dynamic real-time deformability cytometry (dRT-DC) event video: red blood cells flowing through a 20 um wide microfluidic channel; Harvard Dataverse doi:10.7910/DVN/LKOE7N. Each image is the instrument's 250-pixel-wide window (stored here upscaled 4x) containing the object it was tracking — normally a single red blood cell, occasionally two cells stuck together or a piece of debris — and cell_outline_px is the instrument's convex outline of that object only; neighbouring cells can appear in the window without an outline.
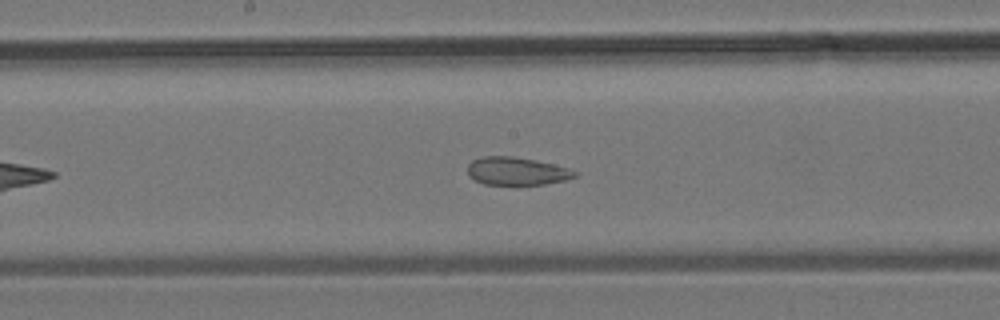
{"species": "common noctule bat (a hibernating species)", "species_latin": "Nyctalus noctula", "temperature_condition": "room temperature", "stored_images_in_passage": 27, "camera_frame_rate_fps": 3000, "um_per_image_px": 0.085, "animal": {"sex": "male", "body_mass_g": 19.2, "forearm_length_mm": 51.8}, "frame": {"image": 1, "passage_image": 13, "time_ms": 4.0, "image_size_px": [1000, 320], "cell_outline_px": [[580, 172], [576, 176], [564, 180], [544, 184], [484, 184], [468, 176], [468, 164], [472, 160], [480, 156], [512, 156], [572, 168]], "centroid_in_image_um": [43.92, 14.54], "position_along_channel_um": 204.3, "area_um2": 17.4}}
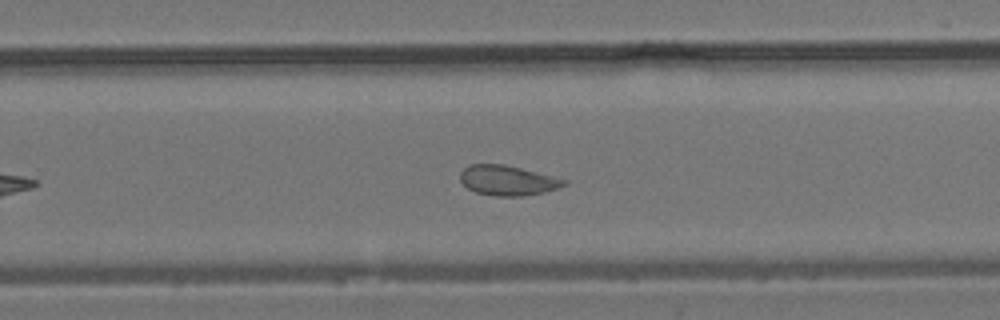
{"frame": {"image": 2, "passage_image": 18, "time_ms": 5.667, "image_size_px": [1000, 320], "cell_outline_px": [[568, 184], [560, 188], [544, 192], [524, 196], [496, 196], [476, 192], [468, 188], [460, 180], [460, 172], [468, 164], [504, 164], [568, 180]], "centroid_in_image_um": [43.16, 15.34], "position_along_channel_um": 286.6, "area_um2": 18.15}}
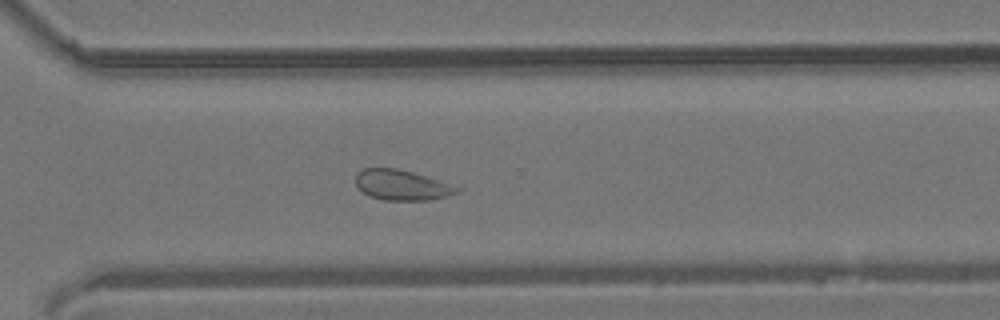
{"frame": {"image": 3, "passage_image": 21, "time_ms": 6.667, "image_size_px": [1000, 320], "cell_outline_px": [[464, 188], [460, 192], [428, 200], [384, 200], [372, 196], [356, 188], [356, 172], [364, 168], [396, 168], [412, 172]], "centroid_in_image_um": [34.15, 15.72], "position_along_channel_um": 336.5, "area_um2": 17.8}}